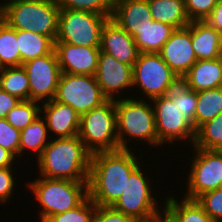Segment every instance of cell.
I'll return each instance as SVG.
<instances>
[{"label": "cell", "instance_id": "cell-22", "mask_svg": "<svg viewBox=\"0 0 222 222\" xmlns=\"http://www.w3.org/2000/svg\"><path fill=\"white\" fill-rule=\"evenodd\" d=\"M152 19L173 26L187 27L191 21L185 10L184 0H148Z\"/></svg>", "mask_w": 222, "mask_h": 222}, {"label": "cell", "instance_id": "cell-40", "mask_svg": "<svg viewBox=\"0 0 222 222\" xmlns=\"http://www.w3.org/2000/svg\"><path fill=\"white\" fill-rule=\"evenodd\" d=\"M19 101L20 99L0 88V118H6L8 112L13 109Z\"/></svg>", "mask_w": 222, "mask_h": 222}, {"label": "cell", "instance_id": "cell-6", "mask_svg": "<svg viewBox=\"0 0 222 222\" xmlns=\"http://www.w3.org/2000/svg\"><path fill=\"white\" fill-rule=\"evenodd\" d=\"M119 149H129L124 135L158 146L154 109L144 100H115Z\"/></svg>", "mask_w": 222, "mask_h": 222}, {"label": "cell", "instance_id": "cell-33", "mask_svg": "<svg viewBox=\"0 0 222 222\" xmlns=\"http://www.w3.org/2000/svg\"><path fill=\"white\" fill-rule=\"evenodd\" d=\"M60 9L89 11L111 18L114 0H55Z\"/></svg>", "mask_w": 222, "mask_h": 222}, {"label": "cell", "instance_id": "cell-35", "mask_svg": "<svg viewBox=\"0 0 222 222\" xmlns=\"http://www.w3.org/2000/svg\"><path fill=\"white\" fill-rule=\"evenodd\" d=\"M196 201L205 210V213L216 222L222 220V187L206 192Z\"/></svg>", "mask_w": 222, "mask_h": 222}, {"label": "cell", "instance_id": "cell-28", "mask_svg": "<svg viewBox=\"0 0 222 222\" xmlns=\"http://www.w3.org/2000/svg\"><path fill=\"white\" fill-rule=\"evenodd\" d=\"M0 88L20 100H29V81L23 66L2 68Z\"/></svg>", "mask_w": 222, "mask_h": 222}, {"label": "cell", "instance_id": "cell-4", "mask_svg": "<svg viewBox=\"0 0 222 222\" xmlns=\"http://www.w3.org/2000/svg\"><path fill=\"white\" fill-rule=\"evenodd\" d=\"M43 178L29 183V188L43 208L40 212L41 222L52 215L76 208L88 197V182Z\"/></svg>", "mask_w": 222, "mask_h": 222}, {"label": "cell", "instance_id": "cell-13", "mask_svg": "<svg viewBox=\"0 0 222 222\" xmlns=\"http://www.w3.org/2000/svg\"><path fill=\"white\" fill-rule=\"evenodd\" d=\"M22 66L29 81V100H53L62 73L55 51L25 62Z\"/></svg>", "mask_w": 222, "mask_h": 222}, {"label": "cell", "instance_id": "cell-27", "mask_svg": "<svg viewBox=\"0 0 222 222\" xmlns=\"http://www.w3.org/2000/svg\"><path fill=\"white\" fill-rule=\"evenodd\" d=\"M0 66L19 67L21 56L18 48L17 30L0 18Z\"/></svg>", "mask_w": 222, "mask_h": 222}, {"label": "cell", "instance_id": "cell-26", "mask_svg": "<svg viewBox=\"0 0 222 222\" xmlns=\"http://www.w3.org/2000/svg\"><path fill=\"white\" fill-rule=\"evenodd\" d=\"M222 112V87L197 92L195 130Z\"/></svg>", "mask_w": 222, "mask_h": 222}, {"label": "cell", "instance_id": "cell-20", "mask_svg": "<svg viewBox=\"0 0 222 222\" xmlns=\"http://www.w3.org/2000/svg\"><path fill=\"white\" fill-rule=\"evenodd\" d=\"M181 81L196 92L222 87V57L197 60Z\"/></svg>", "mask_w": 222, "mask_h": 222}, {"label": "cell", "instance_id": "cell-37", "mask_svg": "<svg viewBox=\"0 0 222 222\" xmlns=\"http://www.w3.org/2000/svg\"><path fill=\"white\" fill-rule=\"evenodd\" d=\"M218 0H184L190 21H204L216 6Z\"/></svg>", "mask_w": 222, "mask_h": 222}, {"label": "cell", "instance_id": "cell-16", "mask_svg": "<svg viewBox=\"0 0 222 222\" xmlns=\"http://www.w3.org/2000/svg\"><path fill=\"white\" fill-rule=\"evenodd\" d=\"M95 77L103 94L108 99H115L113 97L117 90L133 86V66L119 62L100 50Z\"/></svg>", "mask_w": 222, "mask_h": 222}, {"label": "cell", "instance_id": "cell-15", "mask_svg": "<svg viewBox=\"0 0 222 222\" xmlns=\"http://www.w3.org/2000/svg\"><path fill=\"white\" fill-rule=\"evenodd\" d=\"M61 72L95 76L98 68L100 47L76 46L54 42Z\"/></svg>", "mask_w": 222, "mask_h": 222}, {"label": "cell", "instance_id": "cell-12", "mask_svg": "<svg viewBox=\"0 0 222 222\" xmlns=\"http://www.w3.org/2000/svg\"><path fill=\"white\" fill-rule=\"evenodd\" d=\"M185 198L196 200L202 194L222 187V150L195 148Z\"/></svg>", "mask_w": 222, "mask_h": 222}, {"label": "cell", "instance_id": "cell-32", "mask_svg": "<svg viewBox=\"0 0 222 222\" xmlns=\"http://www.w3.org/2000/svg\"><path fill=\"white\" fill-rule=\"evenodd\" d=\"M96 206L97 205L87 197L76 208L52 215L44 222H93Z\"/></svg>", "mask_w": 222, "mask_h": 222}, {"label": "cell", "instance_id": "cell-8", "mask_svg": "<svg viewBox=\"0 0 222 222\" xmlns=\"http://www.w3.org/2000/svg\"><path fill=\"white\" fill-rule=\"evenodd\" d=\"M180 78L159 53H140L133 66V86H140L150 99L167 95Z\"/></svg>", "mask_w": 222, "mask_h": 222}, {"label": "cell", "instance_id": "cell-34", "mask_svg": "<svg viewBox=\"0 0 222 222\" xmlns=\"http://www.w3.org/2000/svg\"><path fill=\"white\" fill-rule=\"evenodd\" d=\"M177 106L195 129L197 92L186 86L182 81L177 84Z\"/></svg>", "mask_w": 222, "mask_h": 222}, {"label": "cell", "instance_id": "cell-25", "mask_svg": "<svg viewBox=\"0 0 222 222\" xmlns=\"http://www.w3.org/2000/svg\"><path fill=\"white\" fill-rule=\"evenodd\" d=\"M164 210L176 222H216L209 217L202 206L193 199L185 198L182 203H178L173 197L166 201Z\"/></svg>", "mask_w": 222, "mask_h": 222}, {"label": "cell", "instance_id": "cell-1", "mask_svg": "<svg viewBox=\"0 0 222 222\" xmlns=\"http://www.w3.org/2000/svg\"><path fill=\"white\" fill-rule=\"evenodd\" d=\"M130 149L91 155L88 197L99 206H112L122 195L131 173L139 166Z\"/></svg>", "mask_w": 222, "mask_h": 222}, {"label": "cell", "instance_id": "cell-36", "mask_svg": "<svg viewBox=\"0 0 222 222\" xmlns=\"http://www.w3.org/2000/svg\"><path fill=\"white\" fill-rule=\"evenodd\" d=\"M20 130L14 128L6 118H0V146L19 155Z\"/></svg>", "mask_w": 222, "mask_h": 222}, {"label": "cell", "instance_id": "cell-38", "mask_svg": "<svg viewBox=\"0 0 222 222\" xmlns=\"http://www.w3.org/2000/svg\"><path fill=\"white\" fill-rule=\"evenodd\" d=\"M93 222H136L111 206H96Z\"/></svg>", "mask_w": 222, "mask_h": 222}, {"label": "cell", "instance_id": "cell-5", "mask_svg": "<svg viewBox=\"0 0 222 222\" xmlns=\"http://www.w3.org/2000/svg\"><path fill=\"white\" fill-rule=\"evenodd\" d=\"M78 137L91 154L119 150L114 99L80 116Z\"/></svg>", "mask_w": 222, "mask_h": 222}, {"label": "cell", "instance_id": "cell-31", "mask_svg": "<svg viewBox=\"0 0 222 222\" xmlns=\"http://www.w3.org/2000/svg\"><path fill=\"white\" fill-rule=\"evenodd\" d=\"M37 101L20 100L19 103L11 109L6 120L16 129L23 130L31 124L42 112L37 106Z\"/></svg>", "mask_w": 222, "mask_h": 222}, {"label": "cell", "instance_id": "cell-30", "mask_svg": "<svg viewBox=\"0 0 222 222\" xmlns=\"http://www.w3.org/2000/svg\"><path fill=\"white\" fill-rule=\"evenodd\" d=\"M193 148L222 150V112L196 130Z\"/></svg>", "mask_w": 222, "mask_h": 222}, {"label": "cell", "instance_id": "cell-24", "mask_svg": "<svg viewBox=\"0 0 222 222\" xmlns=\"http://www.w3.org/2000/svg\"><path fill=\"white\" fill-rule=\"evenodd\" d=\"M18 48L21 56V66L37 57L50 54L54 50V42L39 33L17 30Z\"/></svg>", "mask_w": 222, "mask_h": 222}, {"label": "cell", "instance_id": "cell-7", "mask_svg": "<svg viewBox=\"0 0 222 222\" xmlns=\"http://www.w3.org/2000/svg\"><path fill=\"white\" fill-rule=\"evenodd\" d=\"M110 17L89 11L60 9L55 42L100 47L102 30Z\"/></svg>", "mask_w": 222, "mask_h": 222}, {"label": "cell", "instance_id": "cell-17", "mask_svg": "<svg viewBox=\"0 0 222 222\" xmlns=\"http://www.w3.org/2000/svg\"><path fill=\"white\" fill-rule=\"evenodd\" d=\"M100 50L130 66H134L140 54L133 36L111 19L103 27Z\"/></svg>", "mask_w": 222, "mask_h": 222}, {"label": "cell", "instance_id": "cell-21", "mask_svg": "<svg viewBox=\"0 0 222 222\" xmlns=\"http://www.w3.org/2000/svg\"><path fill=\"white\" fill-rule=\"evenodd\" d=\"M191 42L197 60L221 57L222 35L206 21L191 22Z\"/></svg>", "mask_w": 222, "mask_h": 222}, {"label": "cell", "instance_id": "cell-3", "mask_svg": "<svg viewBox=\"0 0 222 222\" xmlns=\"http://www.w3.org/2000/svg\"><path fill=\"white\" fill-rule=\"evenodd\" d=\"M60 7L55 0H10L0 4V18L11 28L42 34L55 42Z\"/></svg>", "mask_w": 222, "mask_h": 222}, {"label": "cell", "instance_id": "cell-19", "mask_svg": "<svg viewBox=\"0 0 222 222\" xmlns=\"http://www.w3.org/2000/svg\"><path fill=\"white\" fill-rule=\"evenodd\" d=\"M44 120L49 131L57 134L58 138H69L78 135L80 127V115L67 104L60 103L54 99L43 102Z\"/></svg>", "mask_w": 222, "mask_h": 222}, {"label": "cell", "instance_id": "cell-14", "mask_svg": "<svg viewBox=\"0 0 222 222\" xmlns=\"http://www.w3.org/2000/svg\"><path fill=\"white\" fill-rule=\"evenodd\" d=\"M159 54L181 80L197 61L191 42V23L175 29Z\"/></svg>", "mask_w": 222, "mask_h": 222}, {"label": "cell", "instance_id": "cell-39", "mask_svg": "<svg viewBox=\"0 0 222 222\" xmlns=\"http://www.w3.org/2000/svg\"><path fill=\"white\" fill-rule=\"evenodd\" d=\"M11 168H0V201L6 202L12 194L14 178Z\"/></svg>", "mask_w": 222, "mask_h": 222}, {"label": "cell", "instance_id": "cell-23", "mask_svg": "<svg viewBox=\"0 0 222 222\" xmlns=\"http://www.w3.org/2000/svg\"><path fill=\"white\" fill-rule=\"evenodd\" d=\"M175 28L169 24L153 21L133 37L140 53H159Z\"/></svg>", "mask_w": 222, "mask_h": 222}, {"label": "cell", "instance_id": "cell-42", "mask_svg": "<svg viewBox=\"0 0 222 222\" xmlns=\"http://www.w3.org/2000/svg\"><path fill=\"white\" fill-rule=\"evenodd\" d=\"M15 157L12 152L0 146V168H11Z\"/></svg>", "mask_w": 222, "mask_h": 222}, {"label": "cell", "instance_id": "cell-43", "mask_svg": "<svg viewBox=\"0 0 222 222\" xmlns=\"http://www.w3.org/2000/svg\"><path fill=\"white\" fill-rule=\"evenodd\" d=\"M164 217L162 215L157 214L155 216V222H176L166 211H164Z\"/></svg>", "mask_w": 222, "mask_h": 222}, {"label": "cell", "instance_id": "cell-2", "mask_svg": "<svg viewBox=\"0 0 222 222\" xmlns=\"http://www.w3.org/2000/svg\"><path fill=\"white\" fill-rule=\"evenodd\" d=\"M91 153L77 136L51 140L38 158L42 177L88 182Z\"/></svg>", "mask_w": 222, "mask_h": 222}, {"label": "cell", "instance_id": "cell-41", "mask_svg": "<svg viewBox=\"0 0 222 222\" xmlns=\"http://www.w3.org/2000/svg\"><path fill=\"white\" fill-rule=\"evenodd\" d=\"M222 35V0H218L216 6L204 20Z\"/></svg>", "mask_w": 222, "mask_h": 222}, {"label": "cell", "instance_id": "cell-11", "mask_svg": "<svg viewBox=\"0 0 222 222\" xmlns=\"http://www.w3.org/2000/svg\"><path fill=\"white\" fill-rule=\"evenodd\" d=\"M148 182L139 165L131 173L122 195L111 207L135 221L153 219L160 212L157 210L156 200L151 196Z\"/></svg>", "mask_w": 222, "mask_h": 222}, {"label": "cell", "instance_id": "cell-9", "mask_svg": "<svg viewBox=\"0 0 222 222\" xmlns=\"http://www.w3.org/2000/svg\"><path fill=\"white\" fill-rule=\"evenodd\" d=\"M54 100L70 105L81 116L108 98L100 89L95 76L62 72Z\"/></svg>", "mask_w": 222, "mask_h": 222}, {"label": "cell", "instance_id": "cell-44", "mask_svg": "<svg viewBox=\"0 0 222 222\" xmlns=\"http://www.w3.org/2000/svg\"><path fill=\"white\" fill-rule=\"evenodd\" d=\"M136 222H155V217L151 220H148V221H136Z\"/></svg>", "mask_w": 222, "mask_h": 222}, {"label": "cell", "instance_id": "cell-29", "mask_svg": "<svg viewBox=\"0 0 222 222\" xmlns=\"http://www.w3.org/2000/svg\"><path fill=\"white\" fill-rule=\"evenodd\" d=\"M47 131L46 121L44 122V120L38 116L31 124L20 131L19 154L23 152L24 149L29 148L32 151H37L39 158L49 143L45 142L48 137Z\"/></svg>", "mask_w": 222, "mask_h": 222}, {"label": "cell", "instance_id": "cell-10", "mask_svg": "<svg viewBox=\"0 0 222 222\" xmlns=\"http://www.w3.org/2000/svg\"><path fill=\"white\" fill-rule=\"evenodd\" d=\"M151 101L154 103L158 145L187 137L191 138L194 145L196 130L177 106V85L167 95L155 97Z\"/></svg>", "mask_w": 222, "mask_h": 222}, {"label": "cell", "instance_id": "cell-18", "mask_svg": "<svg viewBox=\"0 0 222 222\" xmlns=\"http://www.w3.org/2000/svg\"><path fill=\"white\" fill-rule=\"evenodd\" d=\"M110 19L133 37L154 21L148 0H114Z\"/></svg>", "mask_w": 222, "mask_h": 222}]
</instances>
